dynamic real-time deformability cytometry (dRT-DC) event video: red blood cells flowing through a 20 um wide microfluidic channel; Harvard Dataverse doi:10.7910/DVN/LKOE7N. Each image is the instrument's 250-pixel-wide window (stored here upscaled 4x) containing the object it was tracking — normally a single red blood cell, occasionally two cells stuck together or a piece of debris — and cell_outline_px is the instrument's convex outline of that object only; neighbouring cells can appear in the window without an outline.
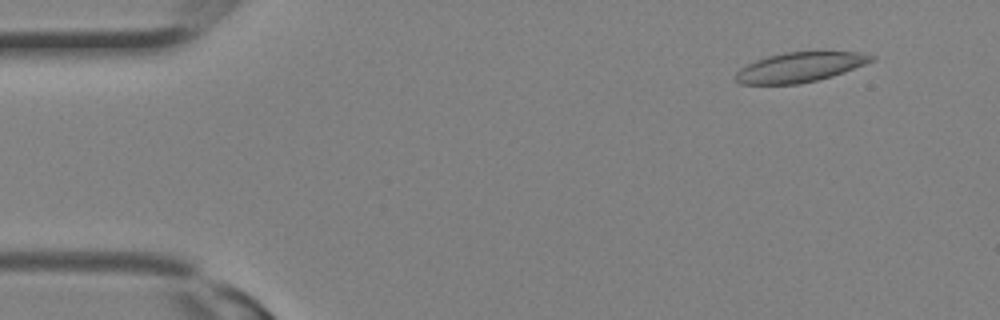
{"species": "Egyptian fruit bat (a non-hibernating species)", "species_latin": "Rousettus aegyptiacus", "temperature_condition": "room temperature", "stored_images_in_passage": 8, "camera_frame_rate_fps": 3000, "um_per_image_px": 0.085, "animal": {"sex": "female"}, "frame": {"image": 1, "passage_image": 1, "time_ms": 0.0, "image_size_px": [1000, 320], "cell_outline_px": [[876, 60], [844, 72], [832, 76], [800, 84], [740, 84], [736, 80], [736, 72], [740, 68], [756, 60], [768, 56], [784, 52], [860, 52], [876, 56]], "centroid_in_image_um": [68.01, 5.71], "position_along_channel_um": 17.0, "area_um2": 23.47}}
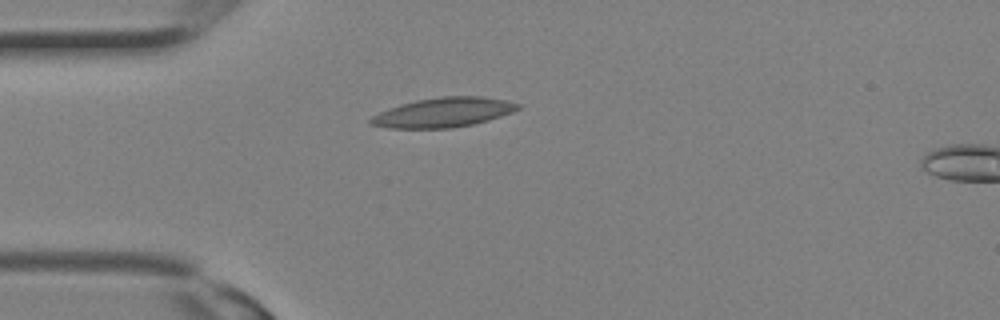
{"frame": {"image": 2, "passage_image": 6, "time_ms": 1.667, "image_size_px": [1000, 320], "cell_outline_px": [[520, 108], [512, 112], [488, 120], [472, 124], [452, 128], [388, 128], [368, 124], [368, 120], [372, 116], [380, 112], [400, 104], [416, 100], [440, 96], [484, 96], [504, 100], [520, 104]], "centroid_in_image_um": [37.66, 9.55], "position_along_channel_um": 47.3, "area_um2": 25.32}}